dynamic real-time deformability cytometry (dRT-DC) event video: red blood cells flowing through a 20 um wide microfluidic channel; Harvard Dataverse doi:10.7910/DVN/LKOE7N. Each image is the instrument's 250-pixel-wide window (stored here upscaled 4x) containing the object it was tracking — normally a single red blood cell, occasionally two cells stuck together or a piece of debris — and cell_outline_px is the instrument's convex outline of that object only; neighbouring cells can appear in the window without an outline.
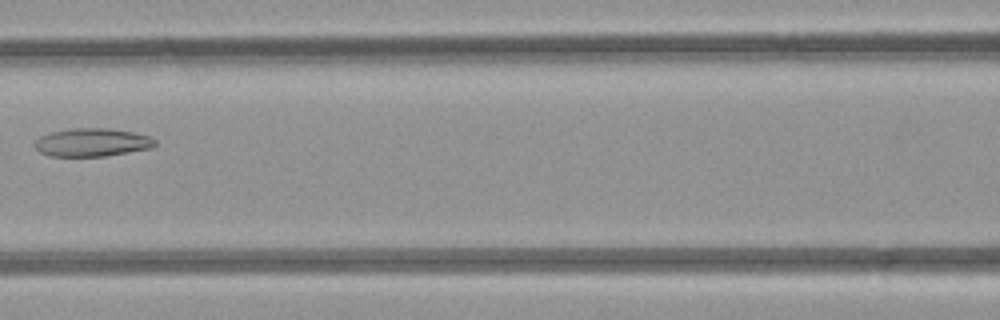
{"species": "common noctule bat (a hibernating species)", "species_latin": "Nyctalus noctula", "temperature_condition": "room temperature", "stored_images_in_passage": 4, "camera_frame_rate_fps": 3000, "um_per_image_px": 0.085, "animal": {"sex": "female", "body_mass_g": 21.9}, "frame": {"image": 1, "passage_image": 3, "time_ms": 2.333, "image_size_px": [1000, 320], "cell_outline_px": [[156, 144], [152, 148], [104, 156], [52, 156], [40, 152], [32, 144], [40, 136], [52, 132], [68, 128], [108, 128], [132, 132], [148, 136], [156, 140]], "centroid_in_image_um": [7.81, 12.1], "position_along_channel_um": 158.8, "area_um2": 19.71}}
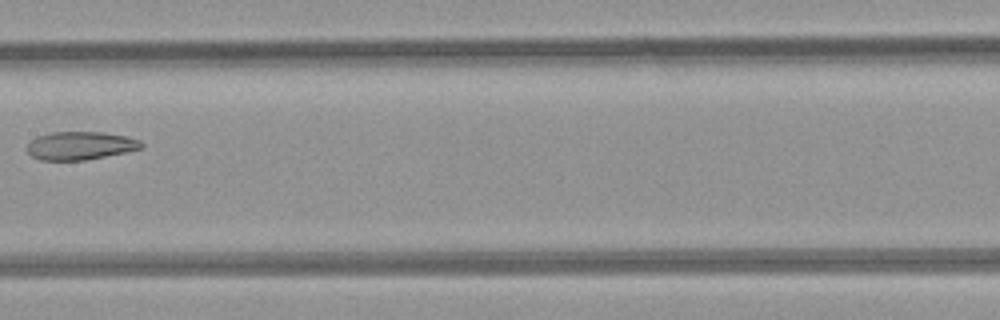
{"frame": {"image": 2, "passage_image": 4, "time_ms": 3.333, "image_size_px": [1000, 320], "cell_outline_px": [[144, 148], [84, 160], [40, 160], [32, 156], [28, 152], [28, 144], [32, 140], [40, 136], [52, 132], [104, 132], [128, 136], [140, 140], [144, 144]], "centroid_in_image_um": [6.87, 12.37], "position_along_channel_um": 200.5, "area_um2": 18.61}}